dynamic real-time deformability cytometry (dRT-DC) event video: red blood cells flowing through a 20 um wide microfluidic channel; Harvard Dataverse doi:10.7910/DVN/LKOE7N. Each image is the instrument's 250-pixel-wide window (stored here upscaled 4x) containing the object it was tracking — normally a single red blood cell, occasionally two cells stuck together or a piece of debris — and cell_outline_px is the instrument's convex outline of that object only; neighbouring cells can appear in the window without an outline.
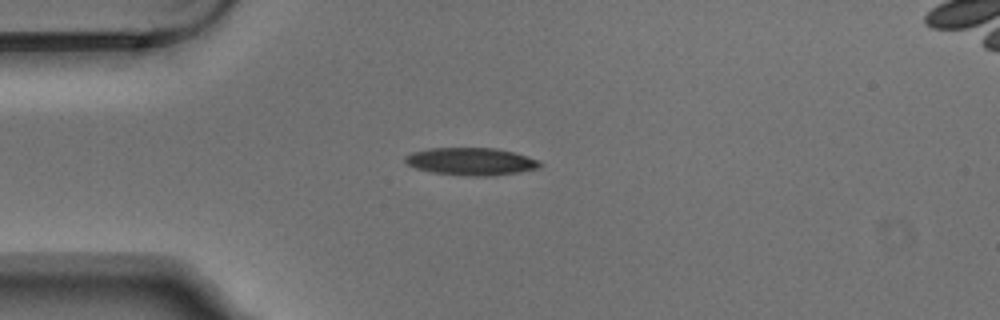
{"species": "Egyptian fruit bat (a non-hibernating species)", "species_latin": "Rousettus aegyptiacus", "temperature_condition": "warm", "stored_images_in_passage": 6, "camera_frame_rate_fps": 3000, "um_per_image_px": 0.085, "animal": {"sex": "male"}, "frame": {"image": 1, "passage_image": 3, "time_ms": 0.667, "image_size_px": [1000, 320], "cell_outline_px": [[544, 164], [540, 168], [520, 172], [492, 176], [468, 176], [432, 172], [416, 168], [408, 164], [404, 160], [404, 156], [412, 152], [428, 148], [496, 148], [512, 152], [540, 160]], "centroid_in_image_um": [40.07, 13.73], "position_along_channel_um": 44.9, "area_um2": 21.73}}